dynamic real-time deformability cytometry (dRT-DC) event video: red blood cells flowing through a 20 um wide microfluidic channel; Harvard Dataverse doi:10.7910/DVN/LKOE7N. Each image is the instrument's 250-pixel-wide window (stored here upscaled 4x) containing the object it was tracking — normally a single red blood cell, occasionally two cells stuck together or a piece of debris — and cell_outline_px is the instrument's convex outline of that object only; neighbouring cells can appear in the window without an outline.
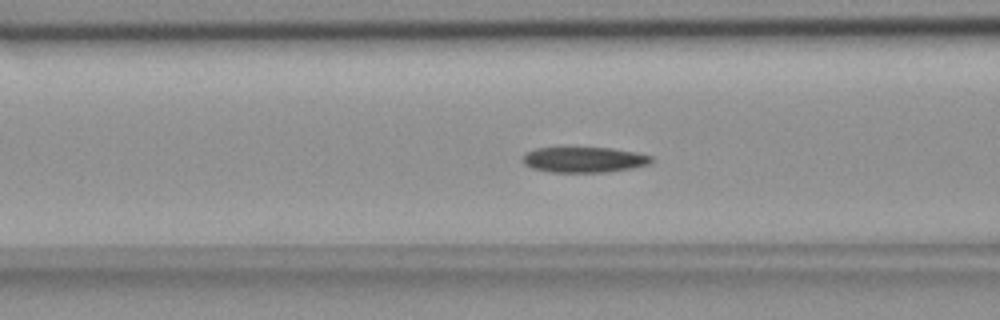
{"species": "common noctule bat (a hibernating species)", "species_latin": "Nyctalus noctula", "temperature_condition": "room temperature", "stored_images_in_passage": 40, "camera_frame_rate_fps": 3000, "um_per_image_px": 0.085, "animal": {"sex": "female", "body_mass_g": 18.4}, "frame": {"image": 1, "passage_image": 6, "time_ms": 1.667, "image_size_px": [1000, 320], "cell_outline_px": [[652, 164], [632, 168], [604, 172], [552, 172], [532, 168], [524, 164], [520, 160], [524, 152], [536, 148], [612, 148], [636, 152], [652, 156]], "centroid_in_image_um": [49.62, 13.57], "position_along_channel_um": 117.0, "area_um2": 19.25}}
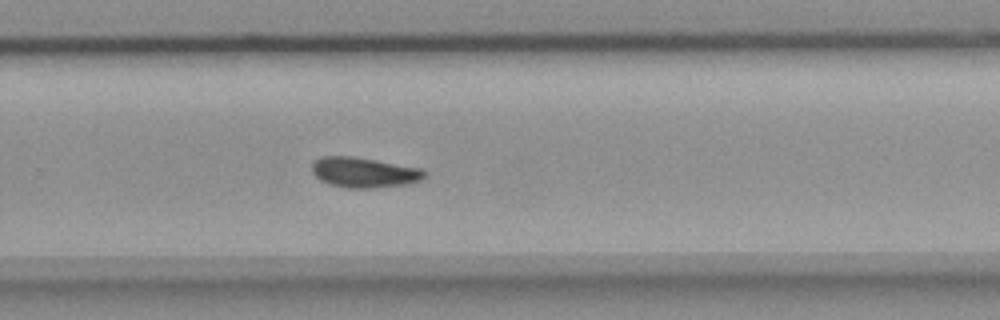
{"frame": {"image": 2, "passage_image": 21, "time_ms": 6.667, "image_size_px": [1000, 320], "cell_outline_px": [[428, 172], [420, 180], [408, 184], [372, 188], [348, 188], [328, 184], [320, 180], [312, 172], [312, 164], [320, 156], [352, 156], [424, 168]], "centroid_in_image_um": [30.97, 14.65], "position_along_channel_um": 298.8, "area_um2": 20.0}}
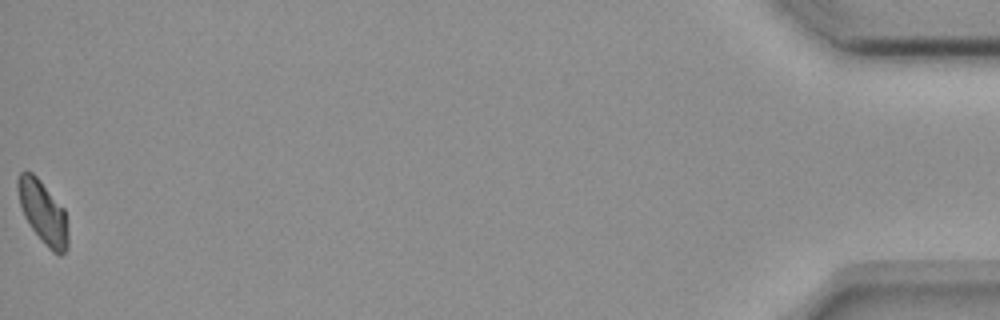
{"frame": {"image": 3, "passage_image": 40, "time_ms": 13.0, "image_size_px": [1000, 320], "cell_outline_px": [[68, 248], [60, 256], [52, 252], [48, 248], [32, 228], [24, 216], [20, 204], [16, 188], [16, 180], [20, 172], [24, 168], [32, 172], [40, 180], [64, 208], [68, 232]], "centroid_in_image_um": [3.64, 18.01], "position_along_channel_um": 431.6, "area_um2": 18.55}}